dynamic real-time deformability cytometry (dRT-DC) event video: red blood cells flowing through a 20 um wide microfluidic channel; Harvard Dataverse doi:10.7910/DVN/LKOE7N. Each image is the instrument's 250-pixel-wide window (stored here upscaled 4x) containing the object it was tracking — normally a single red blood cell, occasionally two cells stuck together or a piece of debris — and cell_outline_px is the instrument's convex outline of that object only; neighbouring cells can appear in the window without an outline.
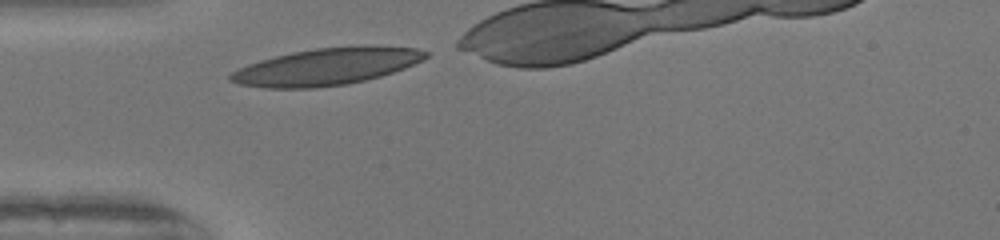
{"species": "human", "species_latin": "Homo sapiens", "temperature_condition": "warm", "stored_images_in_passage": 27, "camera_frame_rate_fps": 3000, "um_per_image_px": 0.085, "donor": {"sex": "female"}, "frame": {"image": 1, "passage_image": 1, "time_ms": 0.0, "image_size_px": [1000, 240], "cell_outline_px": [[428, 56], [404, 68], [380, 76], [348, 84], [316, 88], [264, 88], [240, 84], [228, 80], [228, 76], [232, 72], [248, 64], [260, 60], [292, 52], [316, 48], [372, 44], [416, 48], [428, 52]], "centroid_in_image_um": [27.76, 5.65], "position_along_channel_um": 57.2, "area_um2": 42.14}}
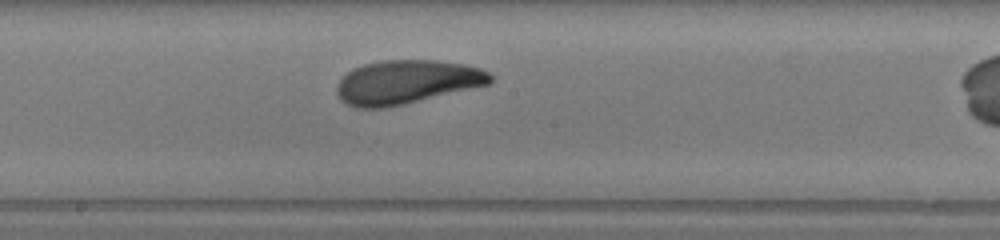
{"frame": {"image": 2, "passage_image": 13, "time_ms": 4.0, "image_size_px": [1000, 240], "cell_outline_px": [[492, 80], [488, 84], [404, 104], [384, 108], [356, 108], [340, 100], [336, 92], [336, 84], [352, 68], [364, 64], [384, 60], [436, 60], [464, 64], [480, 68], [488, 72], [492, 76]], "centroid_in_image_um": [34.52, 6.97], "position_along_channel_um": 213.7, "area_um2": 39.02}}
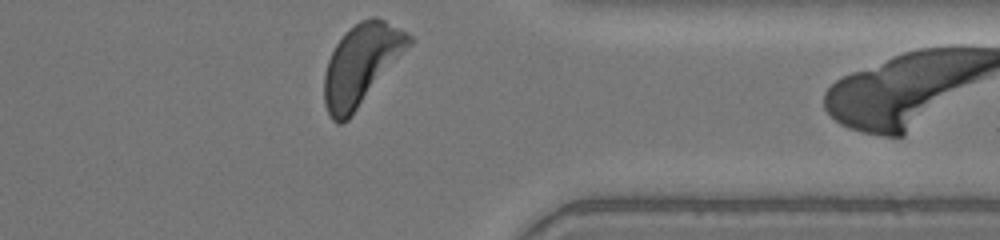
{"frame": {"image": 3, "passage_image": 26, "time_ms": 8.333, "image_size_px": [1000, 240], "cell_outline_px": [[412, 44], [348, 120], [340, 124], [336, 124], [332, 120], [324, 104], [324, 72], [328, 60], [336, 44], [344, 32], [348, 28], [360, 20], [372, 16], [376, 16], [408, 32], [412, 36]], "centroid_in_image_um": [30.7, 5.47], "position_along_channel_um": 380.7, "area_um2": 39.94}}